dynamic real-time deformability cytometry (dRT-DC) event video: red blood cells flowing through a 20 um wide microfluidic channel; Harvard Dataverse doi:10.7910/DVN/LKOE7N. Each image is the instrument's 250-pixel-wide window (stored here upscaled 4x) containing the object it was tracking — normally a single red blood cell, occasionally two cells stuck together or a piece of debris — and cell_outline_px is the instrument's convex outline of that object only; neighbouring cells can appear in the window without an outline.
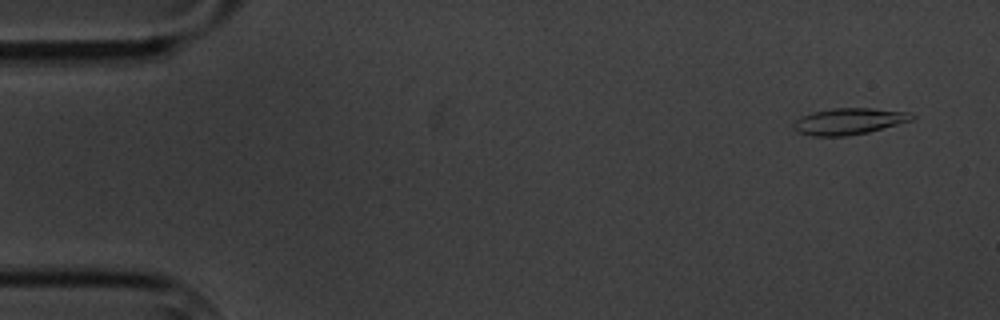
{"species": "common noctule bat (a hibernating species)", "species_latin": "Nyctalus noctula", "temperature_condition": "cold", "stored_images_in_passage": 6, "camera_frame_rate_fps": 3000, "um_per_image_px": 0.085, "animal": {"sex": "male", "body_mass_g": 20.1, "forearm_length_mm": 53.5}, "frame": {"image": 1, "passage_image": 1, "time_ms": 0.0, "image_size_px": [1000, 320], "cell_outline_px": [[916, 116], [912, 120], [868, 132], [848, 136], [812, 136], [796, 132], [792, 128], [792, 124], [800, 116], [812, 112], [832, 108], [872, 108], [912, 112]], "centroid_in_image_um": [72.13, 10.31], "position_along_channel_um": 12.9, "area_um2": 18.44}}
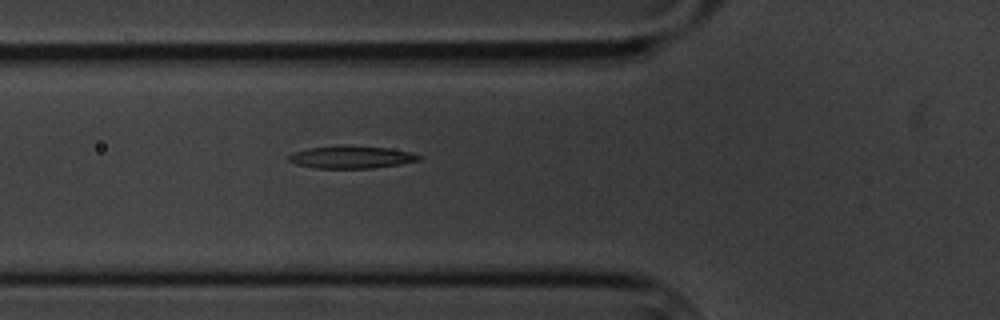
{"frame": {"image": 2, "passage_image": 6, "time_ms": 5.667, "image_size_px": [1000, 320], "cell_outline_px": [[424, 156], [420, 160], [400, 164], [372, 168], [316, 168], [296, 164], [288, 160], [288, 156], [292, 152], [308, 148], [348, 144], [388, 148], [412, 152]], "centroid_in_image_um": [29.88, 13.34], "position_along_channel_um": 95.9, "area_um2": 17.34}}